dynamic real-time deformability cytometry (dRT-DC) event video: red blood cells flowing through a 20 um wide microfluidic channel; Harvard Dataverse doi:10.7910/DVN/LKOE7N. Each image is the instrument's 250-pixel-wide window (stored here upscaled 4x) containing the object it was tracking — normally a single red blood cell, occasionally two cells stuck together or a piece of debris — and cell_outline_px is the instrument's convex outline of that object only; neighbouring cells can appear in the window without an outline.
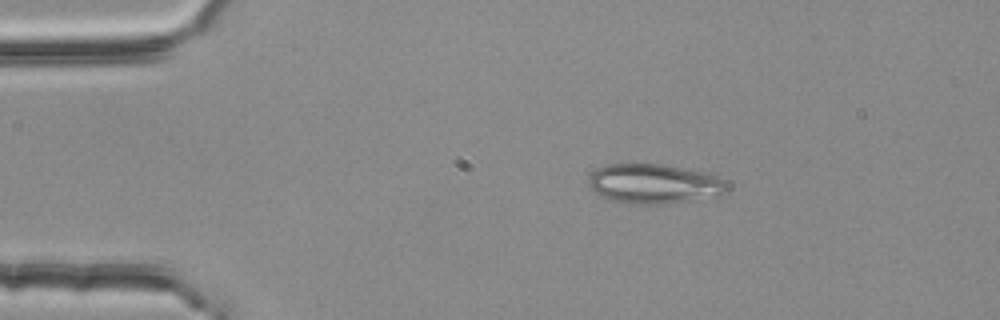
{"species": "common noctule bat (a hibernating species)", "species_latin": "Nyctalus noctula", "temperature_condition": "room temperature", "stored_images_in_passage": 4, "camera_frame_rate_fps": 3000, "um_per_image_px": 0.085, "animal": {"sex": "female", "body_mass_g": 25.1}, "frame": {"image": 1, "passage_image": 3, "time_ms": 0.667, "image_size_px": [1000, 320], "cell_outline_px": [[728, 188], [720, 196], [664, 204], [632, 204], [612, 200], [600, 196], [588, 184], [588, 180], [592, 172], [596, 168], [608, 164], [664, 164], [704, 172], [724, 180]], "centroid_in_image_um": [55.58, 15.62], "position_along_channel_um": 29.4, "area_um2": 31.96}}